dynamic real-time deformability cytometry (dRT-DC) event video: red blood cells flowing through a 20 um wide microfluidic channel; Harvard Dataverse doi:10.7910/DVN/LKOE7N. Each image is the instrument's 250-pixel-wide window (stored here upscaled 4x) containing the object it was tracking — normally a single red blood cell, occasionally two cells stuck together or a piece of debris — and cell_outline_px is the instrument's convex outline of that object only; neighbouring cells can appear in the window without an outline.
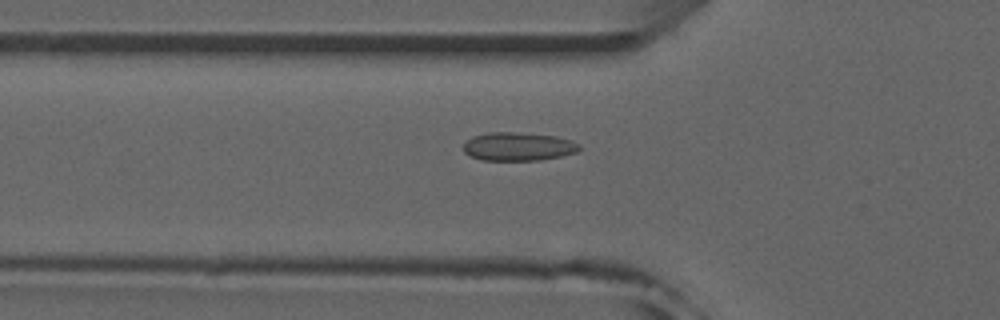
{"species": "common noctule bat (a hibernating species)", "species_latin": "Nyctalus noctula", "temperature_condition": "room temperature", "stored_images_in_passage": 40, "camera_frame_rate_fps": 3000, "um_per_image_px": 0.085, "animal": {"sex": "male", "forearm_length_mm": 52.5}, "frame": {"image": 1, "passage_image": 12, "time_ms": 3.667, "image_size_px": [1000, 320], "cell_outline_px": [[580, 148], [576, 152], [560, 156], [540, 160], [484, 160], [472, 156], [464, 152], [464, 140], [472, 136], [488, 132], [516, 132], [556, 136], [572, 140], [580, 144]], "centroid_in_image_um": [44.04, 12.44], "position_along_channel_um": 81.8, "area_um2": 19.25}}
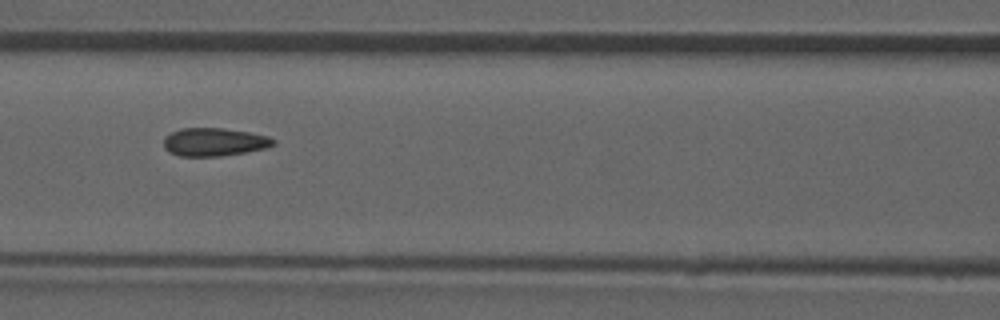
{"frame": {"image": 2, "passage_image": 17, "time_ms": 5.333, "image_size_px": [1000, 320], "cell_outline_px": [[276, 144], [264, 148], [244, 152], [220, 156], [180, 156], [168, 152], [164, 148], [164, 136], [180, 128], [224, 128], [248, 132], [268, 136], [276, 140]], "centroid_in_image_um": [18.18, 12.06], "position_along_channel_um": 148.4, "area_um2": 17.98}}
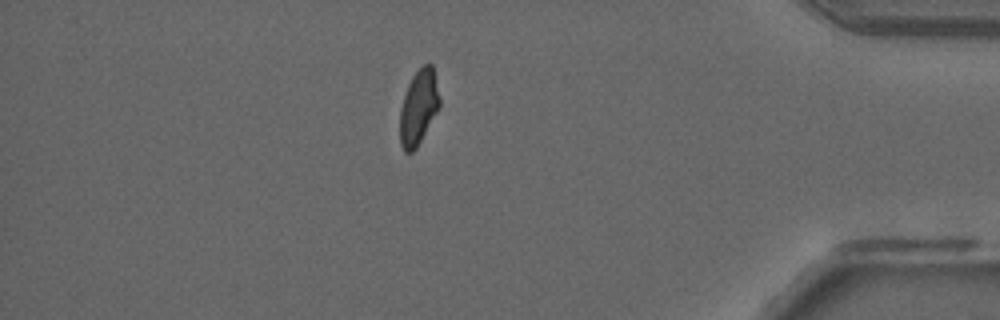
{"frame": {"image": 3, "passage_image": 39, "time_ms": 12.667, "image_size_px": [1000, 320], "cell_outline_px": [[440, 108], [416, 148], [412, 152], [404, 152], [400, 144], [400, 108], [408, 84], [412, 76], [424, 64], [432, 64], [440, 96]], "centroid_in_image_um": [35.59, 9.13], "position_along_channel_um": 399.6, "area_um2": 17.34}}